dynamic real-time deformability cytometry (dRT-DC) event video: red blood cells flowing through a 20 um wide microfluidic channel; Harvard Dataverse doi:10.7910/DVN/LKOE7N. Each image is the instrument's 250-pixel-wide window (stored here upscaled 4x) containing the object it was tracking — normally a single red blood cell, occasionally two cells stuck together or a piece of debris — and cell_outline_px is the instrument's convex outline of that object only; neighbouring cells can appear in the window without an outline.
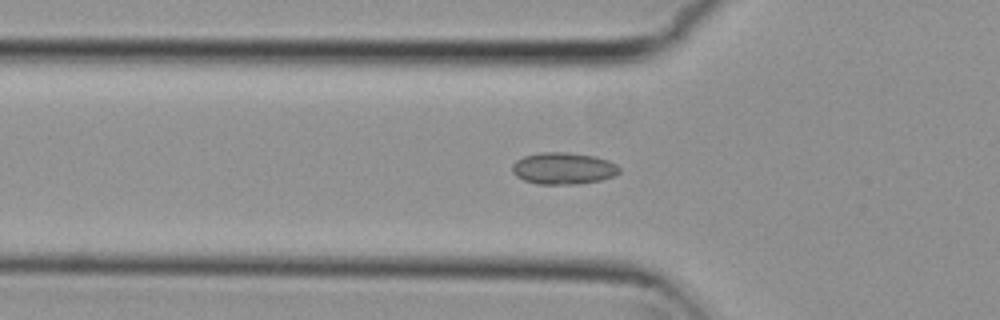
{"species": "common noctule bat (a hibernating species)", "species_latin": "Nyctalus noctula", "temperature_condition": "cold", "stored_images_in_passage": 43, "camera_frame_rate_fps": 3000, "um_per_image_px": 0.085, "animal": {"sex": "female", "body_mass_g": 29.2, "forearm_length_mm": 56.3}, "frame": {"image": 1, "passage_image": 17, "time_ms": 5.333, "image_size_px": [1000, 320], "cell_outline_px": [[620, 172], [612, 176], [600, 180], [576, 184], [536, 184], [524, 180], [516, 176], [512, 172], [512, 164], [516, 160], [524, 156], [540, 152], [568, 152], [596, 156], [608, 160], [616, 164], [620, 168]], "centroid_in_image_um": [47.87, 14.3], "position_along_channel_um": 77.9, "area_um2": 19.94}}
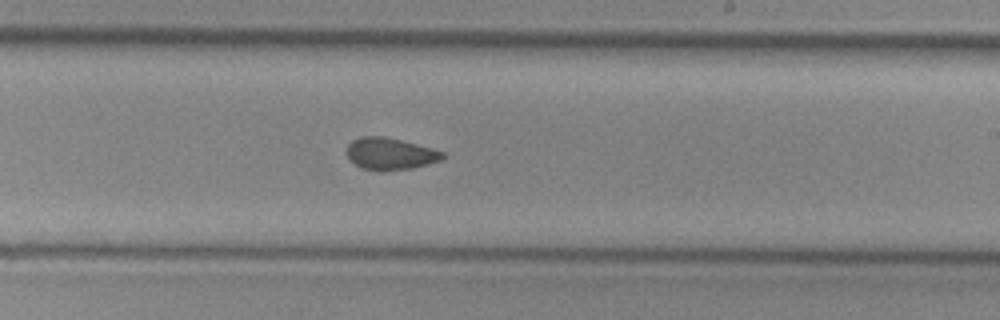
{"frame": {"image": 2, "passage_image": 31, "time_ms": 10.0, "image_size_px": [1000, 320], "cell_outline_px": [[444, 160], [412, 168], [380, 172], [360, 168], [348, 160], [348, 144], [352, 140], [360, 136], [384, 136], [432, 148], [444, 152]], "centroid_in_image_um": [33.15, 13.09], "position_along_channel_um": 255.8, "area_um2": 18.09}}
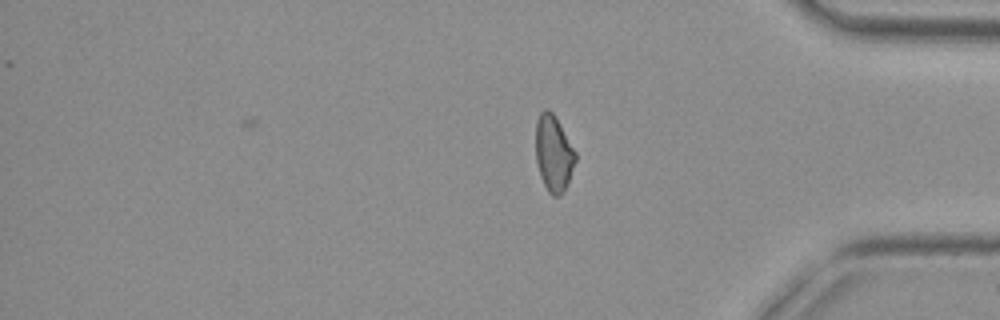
{"frame": {"image": 3, "passage_image": 43, "time_ms": 14.0, "image_size_px": [1000, 320], "cell_outline_px": [[576, 160], [568, 184], [564, 192], [560, 196], [552, 196], [548, 192], [540, 176], [536, 160], [536, 120], [540, 112], [544, 108], [548, 108], [556, 116], [576, 152]], "centroid_in_image_um": [47.06, 13.03], "position_along_channel_um": 388.1, "area_um2": 17.92}, "authors_computed_cell_mechanics": {"area_um2": 18.496, "velocity_mm_per_s": 3.8081, "shape_relaxation_time_tau1_ms": null, "shape_relaxation_time_tau2_ms": 1.6456, "deformation_change_tau1": null, "deformation_change_tau2": 0.0635}}